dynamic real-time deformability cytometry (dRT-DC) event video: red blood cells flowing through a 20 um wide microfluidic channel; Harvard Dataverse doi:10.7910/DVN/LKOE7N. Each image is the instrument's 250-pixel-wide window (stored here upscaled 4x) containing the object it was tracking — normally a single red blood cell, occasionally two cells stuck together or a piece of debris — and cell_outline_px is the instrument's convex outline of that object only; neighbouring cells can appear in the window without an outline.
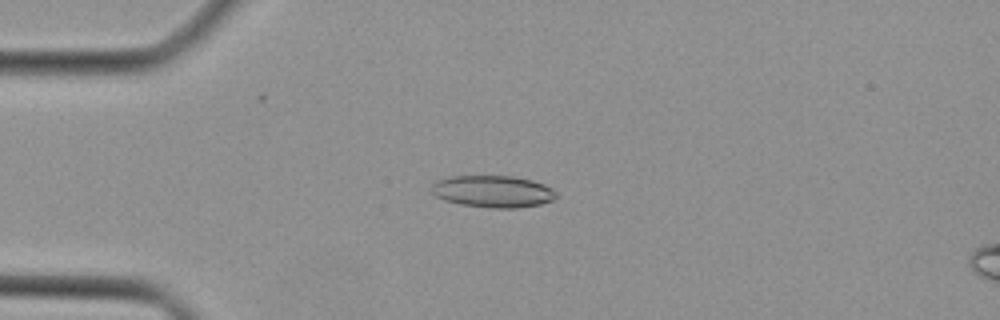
{"species": "Egyptian fruit bat (a non-hibernating species)", "species_latin": "Rousettus aegyptiacus", "temperature_condition": "cold", "stored_images_in_passage": 43, "camera_frame_rate_fps": 3000, "um_per_image_px": 0.085, "animal": {"sex": "female"}, "frame": {"image": 1, "passage_image": 10, "time_ms": 3.0, "image_size_px": [1000, 320], "cell_outline_px": [[556, 196], [552, 200], [540, 204], [516, 208], [488, 208], [460, 204], [444, 200], [436, 196], [432, 192], [432, 184], [436, 180], [448, 176], [512, 176], [532, 180], [544, 184], [552, 188], [556, 192]], "centroid_in_image_um": [41.88, 16.27], "position_along_channel_um": 43.1, "area_um2": 23.29}}
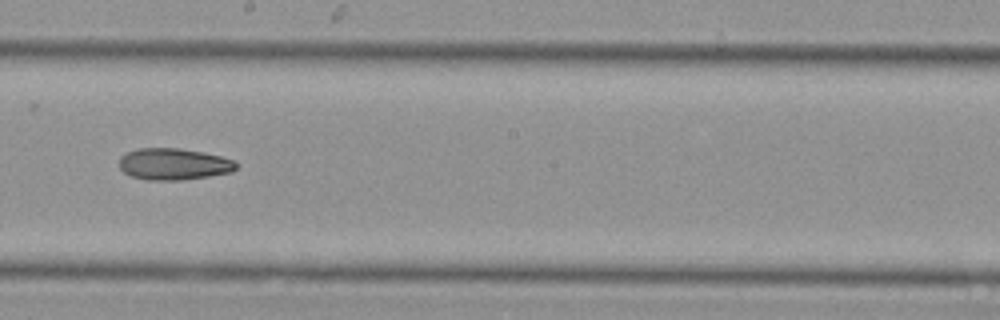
{"frame": {"image": 2, "passage_image": 24, "time_ms": 7.667, "image_size_px": [1000, 320], "cell_outline_px": [[236, 168], [232, 172], [184, 180], [148, 180], [132, 176], [124, 172], [120, 168], [120, 156], [136, 148], [180, 148], [204, 152], [220, 156], [232, 160], [236, 164]], "centroid_in_image_um": [14.75, 13.94], "position_along_channel_um": 233.5, "area_um2": 21.5}}
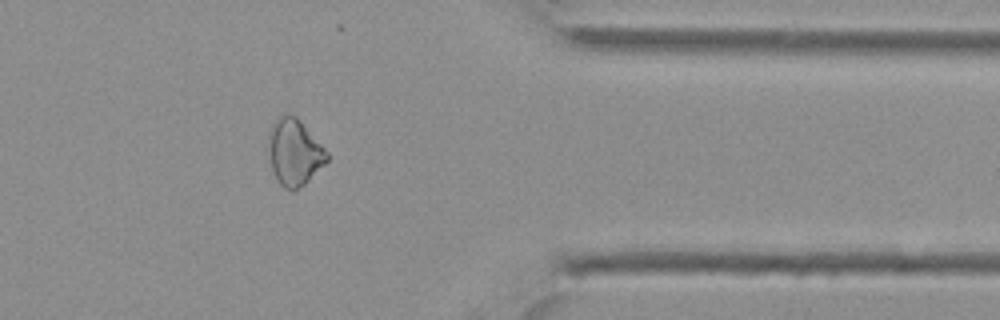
{"frame": {"image": 3, "passage_image": 35, "time_ms": 11.333, "image_size_px": [1000, 320], "cell_outline_px": [[328, 160], [304, 184], [292, 192], [284, 188], [276, 180], [272, 168], [268, 152], [268, 132], [272, 124], [280, 116], [296, 116], [300, 120], [328, 152]], "centroid_in_image_um": [25.0, 12.96], "position_along_channel_um": 386.4, "area_um2": 22.43}}